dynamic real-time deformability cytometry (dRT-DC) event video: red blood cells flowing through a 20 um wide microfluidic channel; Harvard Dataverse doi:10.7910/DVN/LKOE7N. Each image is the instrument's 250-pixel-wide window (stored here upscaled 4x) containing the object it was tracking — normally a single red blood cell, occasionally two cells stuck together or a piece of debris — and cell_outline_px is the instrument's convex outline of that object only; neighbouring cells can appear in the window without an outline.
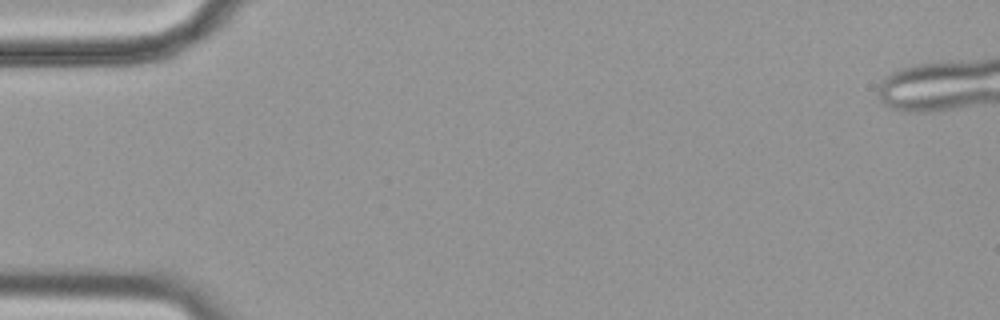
{"species": "common noctule bat (a hibernating species)", "species_latin": "Nyctalus noctula", "temperature_condition": "cold", "stored_images_in_passage": 1, "camera_frame_rate_fps": 3000, "um_per_image_px": 0.085, "animal": {"sex": "female", "body_mass_g": 19.9}, "frame": {"image": 1, "passage_image": 1, "time_ms": 0.0, "image_size_px": [1000, 320], "cell_outline_px": [[184, 28], [156, 40], [68, 48], [60, 36], [176, 20], [180, 20], [184, 24]], "centroid_in_image_um": [10.51, 2.94], "position_along_channel_um": 74.5, "area_um2": 12.6}}